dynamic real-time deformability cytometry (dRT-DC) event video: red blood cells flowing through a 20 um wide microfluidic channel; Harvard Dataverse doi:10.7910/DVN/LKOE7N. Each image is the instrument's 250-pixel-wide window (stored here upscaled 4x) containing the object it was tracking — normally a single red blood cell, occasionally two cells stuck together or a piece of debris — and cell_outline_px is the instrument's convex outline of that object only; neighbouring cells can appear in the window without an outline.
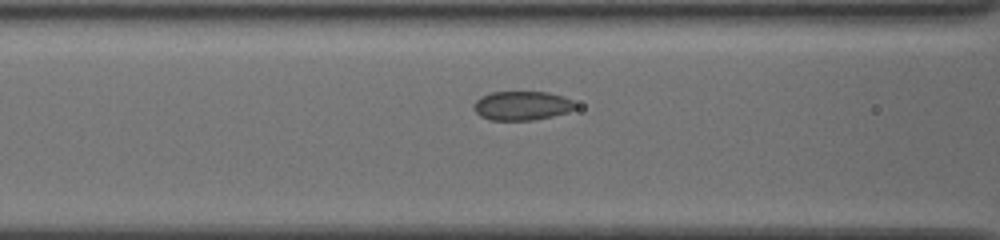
{"species": "common noctule bat (a hibernating species)", "species_latin": "Nyctalus noctula", "temperature_condition": "cold", "stored_images_in_passage": 35, "camera_frame_rate_fps": 3000, "um_per_image_px": 0.085, "animal": {"sex": "female", "body_mass_g": 19.5, "forearm_length_mm": 54.1}, "frame": {"image": 1, "passage_image": 10, "time_ms": 3.0, "image_size_px": [1000, 240], "cell_outline_px": [[576, 108], [568, 112], [552, 116], [532, 120], [492, 120], [480, 116], [472, 108], [472, 104], [480, 96], [492, 92], [548, 92], [564, 96], [572, 100], [576, 104]], "centroid_in_image_um": [44.35, 8.98], "position_along_channel_um": 122.2, "area_um2": 17.34}}
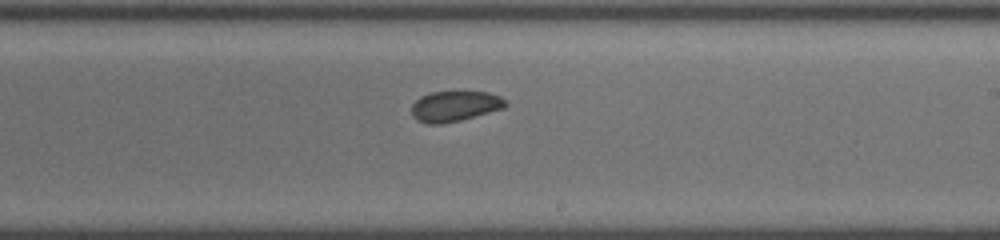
{"frame": {"image": 2, "passage_image": 20, "time_ms": 6.333, "image_size_px": [1000, 240], "cell_outline_px": [[508, 104], [504, 108], [460, 120], [440, 124], [428, 124], [412, 116], [412, 104], [420, 96], [432, 92], [488, 92], [500, 96], [508, 100]], "centroid_in_image_um": [38.68, 9.02], "position_along_channel_um": 250.3, "area_um2": 16.59}}
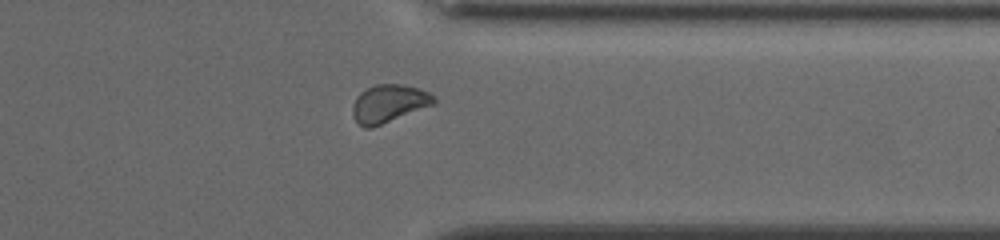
{"frame": {"image": 3, "passage_image": 30, "time_ms": 9.667, "image_size_px": [1000, 240], "cell_outline_px": [[436, 104], [372, 128], [364, 128], [352, 116], [352, 104], [356, 96], [360, 92], [376, 84], [400, 84], [416, 88], [428, 92], [436, 96]], "centroid_in_image_um": [33.05, 8.81], "position_along_channel_um": 378.3, "area_um2": 18.09}}